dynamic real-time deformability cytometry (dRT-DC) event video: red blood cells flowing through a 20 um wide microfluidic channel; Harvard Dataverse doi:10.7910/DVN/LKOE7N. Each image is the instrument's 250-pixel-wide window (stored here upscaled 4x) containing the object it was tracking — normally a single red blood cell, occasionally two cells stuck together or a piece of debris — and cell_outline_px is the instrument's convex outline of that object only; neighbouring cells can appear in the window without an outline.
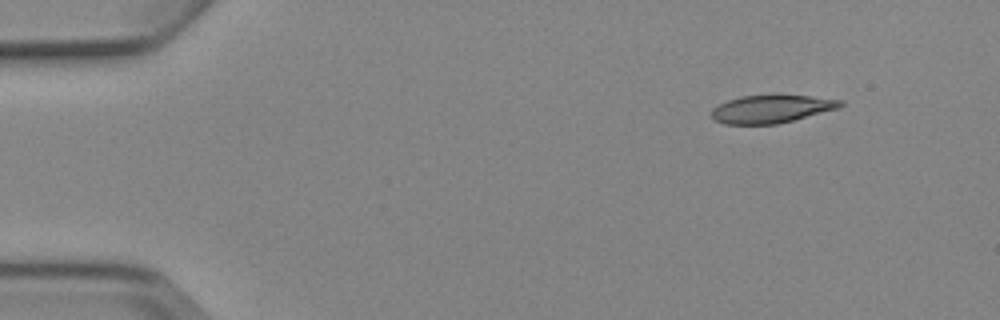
{"species": "Egyptian fruit bat (a non-hibernating species)", "species_latin": "Rousettus aegyptiacus", "temperature_condition": "cold", "stored_images_in_passage": 4, "camera_frame_rate_fps": 3000, "um_per_image_px": 0.085, "animal": {"sex": "female"}, "frame": {"image": 1, "passage_image": 1, "time_ms": 0.0, "image_size_px": [1000, 320], "cell_outline_px": [[844, 104], [840, 108], [776, 124], [724, 124], [716, 120], [712, 116], [712, 108], [728, 100], [740, 96], [772, 92], [776, 92], [844, 100]], "centroid_in_image_um": [65.61, 9.2], "position_along_channel_um": 19.4, "area_um2": 21.68}}
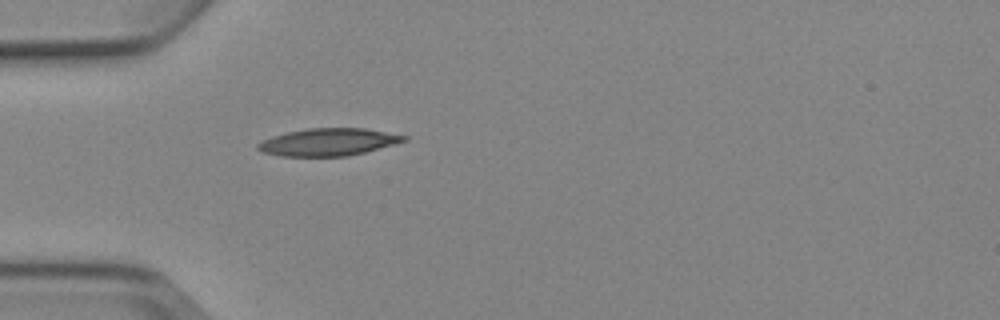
{"frame": {"image": 2, "passage_image": 4, "time_ms": 3.333, "image_size_px": [1000, 320], "cell_outline_px": [[408, 140], [364, 152], [348, 156], [280, 156], [264, 152], [256, 148], [256, 144], [272, 136], [288, 132], [308, 128], [364, 128], [408, 136]], "centroid_in_image_um": [27.9, 12.07], "position_along_channel_um": 57.1, "area_um2": 23.12}}